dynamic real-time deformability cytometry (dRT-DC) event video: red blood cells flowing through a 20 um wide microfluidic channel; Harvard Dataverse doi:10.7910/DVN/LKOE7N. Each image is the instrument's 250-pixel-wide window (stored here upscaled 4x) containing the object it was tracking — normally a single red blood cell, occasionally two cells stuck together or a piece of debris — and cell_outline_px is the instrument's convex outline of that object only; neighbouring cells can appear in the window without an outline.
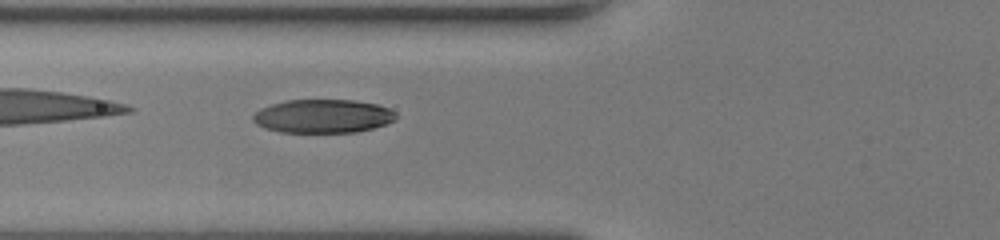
{"species": "human", "species_latin": "Homo sapiens", "temperature_condition": "room temperature", "stored_images_in_passage": 33, "camera_frame_rate_fps": 3000, "um_per_image_px": 0.085, "donor": {"sex": "female"}, "frame": {"image": 1, "passage_image": 3, "time_ms": 0.667, "image_size_px": [1000, 240], "cell_outline_px": [[396, 120], [372, 128], [356, 132], [280, 132], [264, 128], [256, 124], [252, 120], [252, 116], [260, 108], [284, 100], [352, 100], [376, 104], [388, 108], [396, 116]], "centroid_in_image_um": [27.39, 9.87], "position_along_channel_um": 98.4, "area_um2": 27.86}}
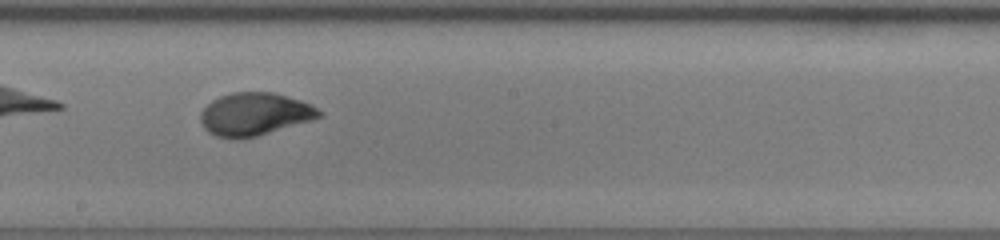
{"frame": {"image": 2, "passage_image": 12, "time_ms": 3.667, "image_size_px": [1000, 240], "cell_outline_px": [[324, 116], [312, 120], [256, 136], [216, 136], [208, 132], [204, 128], [200, 120], [200, 112], [212, 100], [220, 96], [232, 92], [272, 92], [300, 100], [324, 112]], "centroid_in_image_um": [21.66, 9.67], "position_along_channel_um": 226.5, "area_um2": 29.02}}
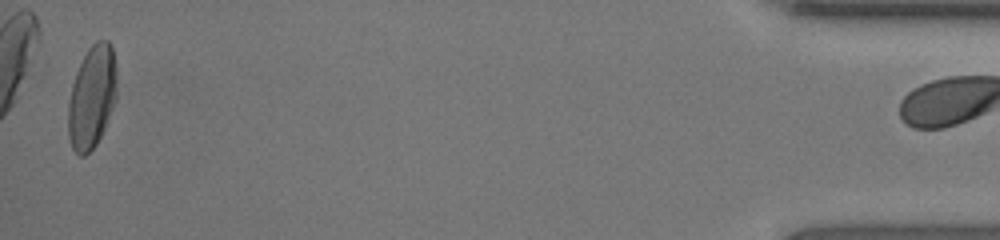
{"frame": {"image": 3, "passage_image": 32, "time_ms": 10.333, "image_size_px": [1000, 240], "cell_outline_px": [[116, 100], [104, 128], [96, 144], [84, 156], [80, 156], [72, 148], [68, 136], [68, 104], [72, 84], [76, 72], [88, 48], [96, 40], [108, 40], [112, 48], [116, 64]], "centroid_in_image_um": [7.81, 8.23], "position_along_channel_um": 427.4, "area_um2": 29.07}, "authors_computed_cell_mechanics": {"area_um2": 29.0156, "velocity_mm_per_s": 4.2851, "shape_relaxation_time_tau1_ms": 3.3858, "shape_relaxation_time_tau2_ms": 0.7864, "deformation_change_tau1": 0.1929, "deformation_change_tau2": 0.0508}}